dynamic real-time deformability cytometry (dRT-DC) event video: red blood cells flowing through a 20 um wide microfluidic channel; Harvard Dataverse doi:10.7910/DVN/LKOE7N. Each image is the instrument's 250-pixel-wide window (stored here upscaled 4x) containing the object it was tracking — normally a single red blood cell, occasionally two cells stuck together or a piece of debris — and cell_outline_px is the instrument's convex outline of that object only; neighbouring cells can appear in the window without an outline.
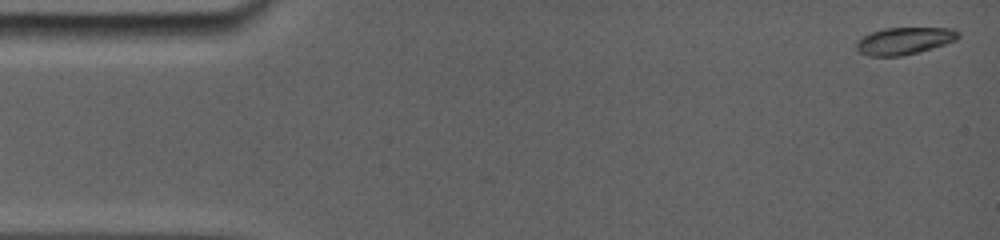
{"species": "common noctule bat (a hibernating species)", "species_latin": "Nyctalus noctula", "temperature_condition": "room temperature", "stored_images_in_passage": 58, "camera_frame_rate_fps": 5000, "um_per_image_px": 0.085, "animal": {"sex": "female", "body_mass_g": 19.0, "forearm_length_mm": 56.7}, "frame": {"image": 1, "passage_image": 1, "time_ms": 0.0, "image_size_px": [1000, 240], "cell_outline_px": [[960, 36], [956, 40], [920, 52], [900, 56], [868, 56], [860, 52], [856, 48], [856, 40], [872, 32], [884, 28], [952, 28], [960, 32]], "centroid_in_image_um": [76.87, 3.47], "position_along_channel_um": 8.1, "area_um2": 16.13}}
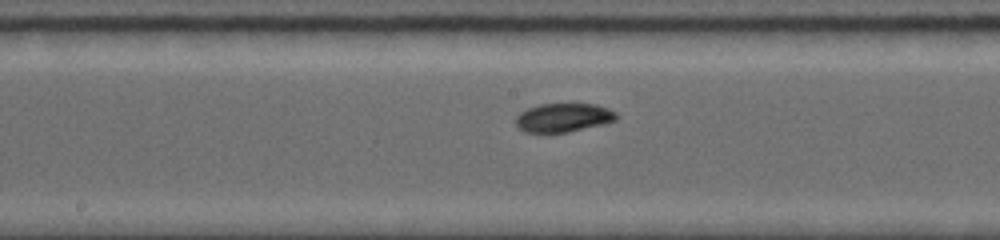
{"frame": {"image": 2, "passage_image": 25, "time_ms": 8.2, "image_size_px": [1000, 240], "cell_outline_px": [[616, 120], [600, 124], [564, 132], [528, 132], [520, 128], [516, 124], [516, 116], [520, 112], [528, 108], [540, 104], [596, 104], [608, 108], [616, 112]], "centroid_in_image_um": [47.87, 9.97], "position_along_channel_um": 200.3, "area_um2": 16.42}}
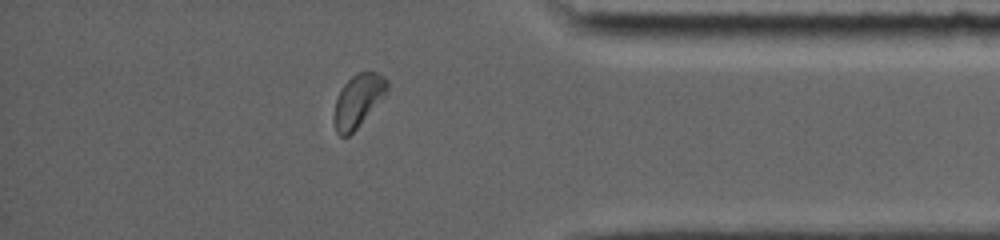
{"frame": {"image": 3, "passage_image": 50, "time_ms": 13.8, "image_size_px": [1000, 240], "cell_outline_px": [[388, 92], [356, 128], [348, 136], [340, 136], [336, 132], [332, 120], [332, 116], [336, 100], [340, 88], [356, 72], [376, 72], [384, 76], [388, 80]], "centroid_in_image_um": [30.41, 8.54], "position_along_channel_um": 404.8, "area_um2": 16.42}, "authors_computed_cell_mechanics": {"area_um2": 16.4152, "velocity_mm_per_s": 3.8227, "shape_relaxation_time_tau1_ms": 2.5678, "shape_relaxation_time_tau2_ms": 6.4268, "deformation_change_tau1": 0.0932, "deformation_change_tau2": 0.0784}}